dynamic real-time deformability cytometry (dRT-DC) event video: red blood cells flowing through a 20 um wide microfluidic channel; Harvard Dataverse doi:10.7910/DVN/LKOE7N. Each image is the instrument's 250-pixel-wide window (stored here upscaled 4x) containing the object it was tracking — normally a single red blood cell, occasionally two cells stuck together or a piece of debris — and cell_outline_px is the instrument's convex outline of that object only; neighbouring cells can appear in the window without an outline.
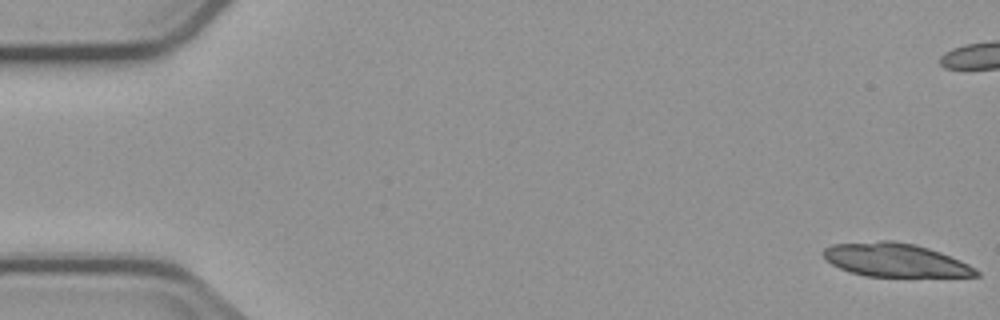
{"species": "common noctule bat (a hibernating species)", "species_latin": "Nyctalus noctula", "temperature_condition": "cold", "stored_images_in_passage": 6, "camera_frame_rate_fps": 3000, "um_per_image_px": 0.085, "animal": {"sex": "male", "body_mass_g": 23.1, "forearm_length_mm": 52.7}, "frame": {"image": 1, "passage_image": 1, "time_ms": 0.0, "image_size_px": [1000, 320], "cell_outline_px": [[980, 276], [864, 276], [848, 272], [832, 264], [820, 252], [824, 248], [832, 244], [880, 240], [892, 240], [916, 244], [940, 252], [960, 260], [976, 268], [980, 272]], "centroid_in_image_um": [76.07, 22.09], "position_along_channel_um": 8.9, "area_um2": 29.88}}